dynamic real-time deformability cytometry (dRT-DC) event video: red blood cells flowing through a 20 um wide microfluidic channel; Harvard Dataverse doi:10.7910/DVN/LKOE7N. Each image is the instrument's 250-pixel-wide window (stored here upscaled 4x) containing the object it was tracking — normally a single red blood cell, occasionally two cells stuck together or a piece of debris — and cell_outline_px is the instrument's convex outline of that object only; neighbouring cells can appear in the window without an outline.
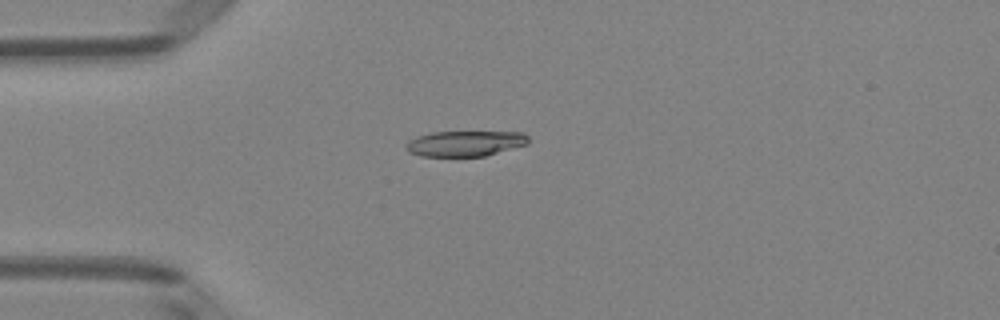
{"species": "Egyptian fruit bat (a non-hibernating species)", "species_latin": "Rousettus aegyptiacus", "temperature_condition": "room temperature", "stored_images_in_passage": 4, "camera_frame_rate_fps": 3000, "um_per_image_px": 0.085, "animal": {"sex": "female"}, "frame": {"image": 1, "passage_image": 4, "time_ms": 1.0, "image_size_px": [1000, 320], "cell_outline_px": [[528, 144], [484, 156], [420, 156], [408, 152], [404, 148], [404, 144], [408, 140], [416, 136], [432, 132], [524, 132], [528, 136]], "centroid_in_image_um": [39.48, 12.19], "position_along_channel_um": 45.5, "area_um2": 18.32}}